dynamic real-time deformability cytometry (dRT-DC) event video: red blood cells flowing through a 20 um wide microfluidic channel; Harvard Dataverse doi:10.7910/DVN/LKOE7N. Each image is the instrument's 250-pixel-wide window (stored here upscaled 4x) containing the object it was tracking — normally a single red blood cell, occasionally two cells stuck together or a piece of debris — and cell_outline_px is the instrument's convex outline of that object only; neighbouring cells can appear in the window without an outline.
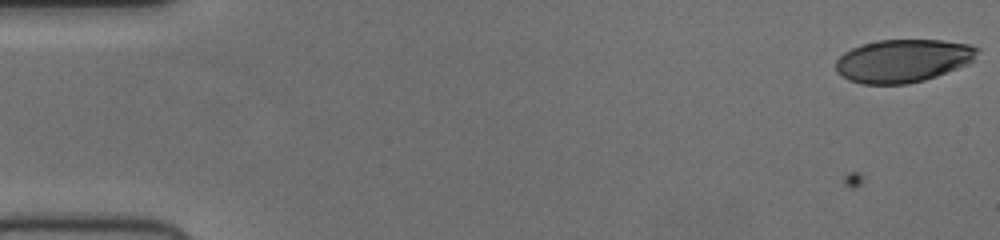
{"species": "human", "species_latin": "Homo sapiens", "temperature_condition": "cold", "stored_images_in_passage": 53, "camera_frame_rate_fps": 3000, "um_per_image_px": 0.085, "donor": {"sex": "female"}, "frame": {"image": 1, "passage_image": 1, "time_ms": 0.0, "image_size_px": [1000, 240], "cell_outline_px": [[980, 48], [972, 60], [968, 64], [936, 76], [924, 80], [908, 84], [864, 84], [848, 80], [836, 72], [836, 60], [844, 52], [852, 48], [876, 40], [944, 40], [968, 44]], "centroid_in_image_um": [76.74, 5.16], "position_along_channel_um": 8.3, "area_um2": 35.43}}
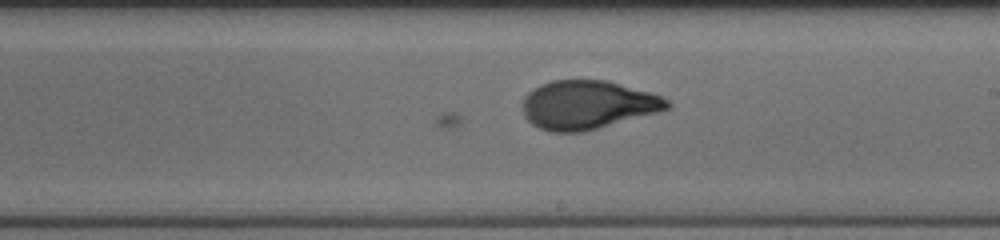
{"frame": {"image": 2, "passage_image": 31, "time_ms": 10.0, "image_size_px": [1000, 240], "cell_outline_px": [[672, 104], [668, 108], [660, 112], [584, 132], [548, 132], [532, 124], [524, 116], [524, 96], [532, 88], [540, 84], [552, 80], [608, 80], [652, 92], [668, 100]], "centroid_in_image_um": [49.97, 8.91], "position_along_channel_um": 239.0, "area_um2": 41.33}}
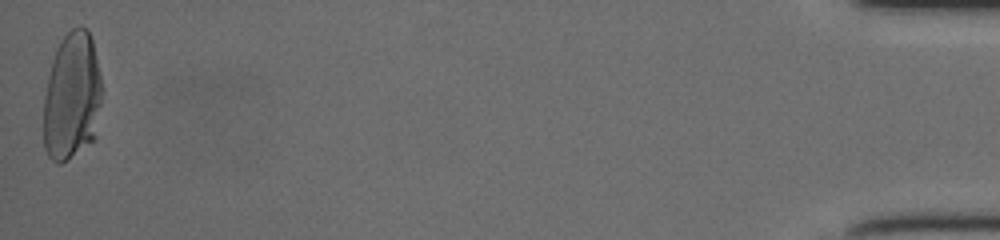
{"frame": {"image": 3, "passage_image": 53, "time_ms": 17.333, "image_size_px": [1000, 240], "cell_outline_px": [[100, 104], [96, 136], [92, 140], [60, 164], [56, 164], [48, 156], [44, 148], [44, 96], [48, 76], [52, 60], [56, 48], [60, 40], [72, 28], [80, 24], [88, 28], [92, 40], [100, 76]], "centroid_in_image_um": [6.1, 8.17], "position_along_channel_um": 429.1, "area_um2": 43.41}}